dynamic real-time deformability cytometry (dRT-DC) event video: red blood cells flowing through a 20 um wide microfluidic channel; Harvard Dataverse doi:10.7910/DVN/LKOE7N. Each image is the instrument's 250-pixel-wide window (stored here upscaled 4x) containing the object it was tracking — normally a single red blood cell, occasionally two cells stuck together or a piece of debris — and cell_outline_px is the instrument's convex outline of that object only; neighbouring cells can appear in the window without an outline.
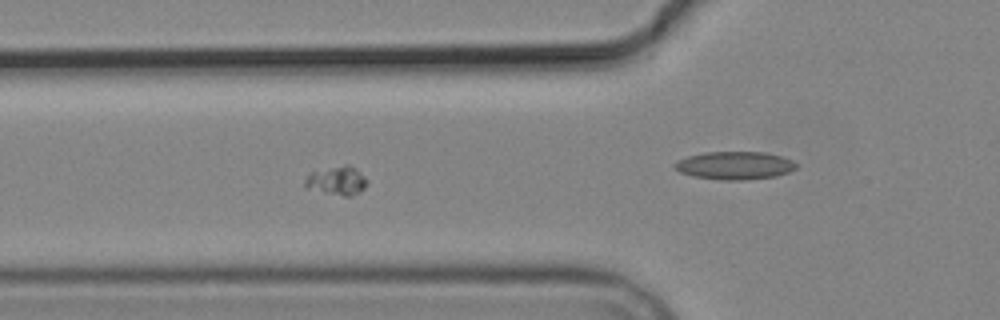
{"species": "common noctule bat (a hibernating species)", "species_latin": "Nyctalus noctula", "temperature_condition": "cold", "stored_images_in_passage": 7, "segment_of_instrument_passage": [1, 2], "camera_frame_rate_fps": 3000, "um_per_image_px": 0.085, "animal": {"sex": "male", "body_mass_g": 19.2, "forearm_length_mm": 51.8}, "frame": {"image": 1, "passage_image": 6, "time_ms": 5.667, "image_size_px": [1000, 320], "cell_outline_px": [[368, 180], [364, 188], [360, 192], [352, 196], [344, 196], [324, 192], [308, 188], [304, 184], [304, 180], [312, 172], [344, 164], [348, 164], [356, 168]], "centroid_in_image_um": [28.67, 15.35], "position_along_channel_um": 97.1, "area_um2": 10.29}}